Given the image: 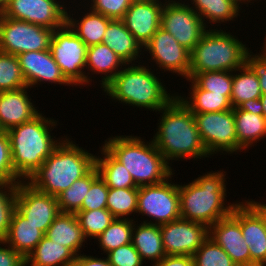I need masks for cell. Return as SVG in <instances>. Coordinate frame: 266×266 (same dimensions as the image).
<instances>
[{"mask_svg": "<svg viewBox=\"0 0 266 266\" xmlns=\"http://www.w3.org/2000/svg\"><path fill=\"white\" fill-rule=\"evenodd\" d=\"M27 87L16 55L0 51V92Z\"/></svg>", "mask_w": 266, "mask_h": 266, "instance_id": "cell-38", "label": "cell"}, {"mask_svg": "<svg viewBox=\"0 0 266 266\" xmlns=\"http://www.w3.org/2000/svg\"><path fill=\"white\" fill-rule=\"evenodd\" d=\"M209 237L238 266H251L249 246L244 242L240 223L231 214L209 227Z\"/></svg>", "mask_w": 266, "mask_h": 266, "instance_id": "cell-20", "label": "cell"}, {"mask_svg": "<svg viewBox=\"0 0 266 266\" xmlns=\"http://www.w3.org/2000/svg\"><path fill=\"white\" fill-rule=\"evenodd\" d=\"M109 187L100 176L91 184L89 191L84 197L79 211H90L107 208V196Z\"/></svg>", "mask_w": 266, "mask_h": 266, "instance_id": "cell-43", "label": "cell"}, {"mask_svg": "<svg viewBox=\"0 0 266 266\" xmlns=\"http://www.w3.org/2000/svg\"><path fill=\"white\" fill-rule=\"evenodd\" d=\"M214 27L207 28L199 43L190 52L189 78L208 71H232L245 64L249 48L236 35Z\"/></svg>", "mask_w": 266, "mask_h": 266, "instance_id": "cell-7", "label": "cell"}, {"mask_svg": "<svg viewBox=\"0 0 266 266\" xmlns=\"http://www.w3.org/2000/svg\"><path fill=\"white\" fill-rule=\"evenodd\" d=\"M101 157L95 156V167L109 188L137 187L128 170L103 145ZM104 155V156H103Z\"/></svg>", "mask_w": 266, "mask_h": 266, "instance_id": "cell-32", "label": "cell"}, {"mask_svg": "<svg viewBox=\"0 0 266 266\" xmlns=\"http://www.w3.org/2000/svg\"><path fill=\"white\" fill-rule=\"evenodd\" d=\"M265 42L263 43L264 45H263V47H261L262 48V50L261 51H259V52H266V37H265V40H264Z\"/></svg>", "mask_w": 266, "mask_h": 266, "instance_id": "cell-55", "label": "cell"}, {"mask_svg": "<svg viewBox=\"0 0 266 266\" xmlns=\"http://www.w3.org/2000/svg\"><path fill=\"white\" fill-rule=\"evenodd\" d=\"M72 266H111L107 257L98 258L94 256H88L84 254H79L76 256L75 261Z\"/></svg>", "mask_w": 266, "mask_h": 266, "instance_id": "cell-49", "label": "cell"}, {"mask_svg": "<svg viewBox=\"0 0 266 266\" xmlns=\"http://www.w3.org/2000/svg\"><path fill=\"white\" fill-rule=\"evenodd\" d=\"M153 266H194L193 256L166 255Z\"/></svg>", "mask_w": 266, "mask_h": 266, "instance_id": "cell-48", "label": "cell"}, {"mask_svg": "<svg viewBox=\"0 0 266 266\" xmlns=\"http://www.w3.org/2000/svg\"><path fill=\"white\" fill-rule=\"evenodd\" d=\"M44 236L41 230L15 210L3 242L26 259Z\"/></svg>", "mask_w": 266, "mask_h": 266, "instance_id": "cell-24", "label": "cell"}, {"mask_svg": "<svg viewBox=\"0 0 266 266\" xmlns=\"http://www.w3.org/2000/svg\"><path fill=\"white\" fill-rule=\"evenodd\" d=\"M237 4H241V5H243V3H245V4H247L248 5V3L250 2V3H252L253 1H255L256 2V0H234ZM252 1V2H251ZM258 1V0H257Z\"/></svg>", "mask_w": 266, "mask_h": 266, "instance_id": "cell-53", "label": "cell"}, {"mask_svg": "<svg viewBox=\"0 0 266 266\" xmlns=\"http://www.w3.org/2000/svg\"><path fill=\"white\" fill-rule=\"evenodd\" d=\"M187 0H165L161 14V28L190 52L199 43L207 30L200 15L193 10Z\"/></svg>", "mask_w": 266, "mask_h": 266, "instance_id": "cell-12", "label": "cell"}, {"mask_svg": "<svg viewBox=\"0 0 266 266\" xmlns=\"http://www.w3.org/2000/svg\"><path fill=\"white\" fill-rule=\"evenodd\" d=\"M64 3L60 0H10L1 13L7 18L55 30L66 24L69 7Z\"/></svg>", "mask_w": 266, "mask_h": 266, "instance_id": "cell-13", "label": "cell"}, {"mask_svg": "<svg viewBox=\"0 0 266 266\" xmlns=\"http://www.w3.org/2000/svg\"><path fill=\"white\" fill-rule=\"evenodd\" d=\"M82 13V17L77 20V18L71 16L70 11L69 14L67 12L66 23L87 47L102 43L106 28L112 19L92 10L90 11V9L87 13Z\"/></svg>", "mask_w": 266, "mask_h": 266, "instance_id": "cell-27", "label": "cell"}, {"mask_svg": "<svg viewBox=\"0 0 266 266\" xmlns=\"http://www.w3.org/2000/svg\"><path fill=\"white\" fill-rule=\"evenodd\" d=\"M10 0H0V12L8 4Z\"/></svg>", "mask_w": 266, "mask_h": 266, "instance_id": "cell-54", "label": "cell"}, {"mask_svg": "<svg viewBox=\"0 0 266 266\" xmlns=\"http://www.w3.org/2000/svg\"><path fill=\"white\" fill-rule=\"evenodd\" d=\"M126 64L123 69L102 88L106 95L115 102L159 111L164 108L176 94H170L161 78L154 74L149 65ZM150 68V69H149ZM152 71V72H151ZM174 95V96H173Z\"/></svg>", "mask_w": 266, "mask_h": 266, "instance_id": "cell-5", "label": "cell"}, {"mask_svg": "<svg viewBox=\"0 0 266 266\" xmlns=\"http://www.w3.org/2000/svg\"><path fill=\"white\" fill-rule=\"evenodd\" d=\"M138 187L134 188H109L107 196V209L115 218L132 219L137 213ZM126 216V217H125Z\"/></svg>", "mask_w": 266, "mask_h": 266, "instance_id": "cell-36", "label": "cell"}, {"mask_svg": "<svg viewBox=\"0 0 266 266\" xmlns=\"http://www.w3.org/2000/svg\"><path fill=\"white\" fill-rule=\"evenodd\" d=\"M1 245H5L2 247ZM0 266H29L26 259L0 240Z\"/></svg>", "mask_w": 266, "mask_h": 266, "instance_id": "cell-47", "label": "cell"}, {"mask_svg": "<svg viewBox=\"0 0 266 266\" xmlns=\"http://www.w3.org/2000/svg\"><path fill=\"white\" fill-rule=\"evenodd\" d=\"M186 80L191 82L190 97L179 96V93L176 96L193 114L221 112L233 109L230 100L225 95L200 89L190 78Z\"/></svg>", "mask_w": 266, "mask_h": 266, "instance_id": "cell-29", "label": "cell"}, {"mask_svg": "<svg viewBox=\"0 0 266 266\" xmlns=\"http://www.w3.org/2000/svg\"><path fill=\"white\" fill-rule=\"evenodd\" d=\"M16 210L44 234L60 214L57 197L34 189L26 181L17 185Z\"/></svg>", "mask_w": 266, "mask_h": 266, "instance_id": "cell-16", "label": "cell"}, {"mask_svg": "<svg viewBox=\"0 0 266 266\" xmlns=\"http://www.w3.org/2000/svg\"><path fill=\"white\" fill-rule=\"evenodd\" d=\"M45 236L52 241L69 248L76 256L80 249L87 242L80 227L79 220L75 213H61L49 226Z\"/></svg>", "mask_w": 266, "mask_h": 266, "instance_id": "cell-23", "label": "cell"}, {"mask_svg": "<svg viewBox=\"0 0 266 266\" xmlns=\"http://www.w3.org/2000/svg\"><path fill=\"white\" fill-rule=\"evenodd\" d=\"M102 43L106 44L126 64L138 63L141 61L140 55H144L143 47L126 28L122 20L112 19L109 22Z\"/></svg>", "mask_w": 266, "mask_h": 266, "instance_id": "cell-22", "label": "cell"}, {"mask_svg": "<svg viewBox=\"0 0 266 266\" xmlns=\"http://www.w3.org/2000/svg\"><path fill=\"white\" fill-rule=\"evenodd\" d=\"M17 58L29 88L37 87L42 82L72 86L63 76L50 50L24 52Z\"/></svg>", "mask_w": 266, "mask_h": 266, "instance_id": "cell-18", "label": "cell"}, {"mask_svg": "<svg viewBox=\"0 0 266 266\" xmlns=\"http://www.w3.org/2000/svg\"><path fill=\"white\" fill-rule=\"evenodd\" d=\"M42 114L6 131L13 168L21 181H27L64 139L51 135V129L56 127L57 121Z\"/></svg>", "mask_w": 266, "mask_h": 266, "instance_id": "cell-2", "label": "cell"}, {"mask_svg": "<svg viewBox=\"0 0 266 266\" xmlns=\"http://www.w3.org/2000/svg\"><path fill=\"white\" fill-rule=\"evenodd\" d=\"M62 142L26 181L34 189L57 197L95 166V156L64 136Z\"/></svg>", "mask_w": 266, "mask_h": 266, "instance_id": "cell-4", "label": "cell"}, {"mask_svg": "<svg viewBox=\"0 0 266 266\" xmlns=\"http://www.w3.org/2000/svg\"><path fill=\"white\" fill-rule=\"evenodd\" d=\"M151 56V61L159 69L189 79L190 51L183 47L169 32L161 27L143 47Z\"/></svg>", "mask_w": 266, "mask_h": 266, "instance_id": "cell-15", "label": "cell"}, {"mask_svg": "<svg viewBox=\"0 0 266 266\" xmlns=\"http://www.w3.org/2000/svg\"><path fill=\"white\" fill-rule=\"evenodd\" d=\"M240 110H244L247 112H251L254 115H263V107H262V102L259 99H251L248 101L243 102L238 106Z\"/></svg>", "mask_w": 266, "mask_h": 266, "instance_id": "cell-50", "label": "cell"}, {"mask_svg": "<svg viewBox=\"0 0 266 266\" xmlns=\"http://www.w3.org/2000/svg\"><path fill=\"white\" fill-rule=\"evenodd\" d=\"M76 216L87 240L96 239L115 219L107 208L78 211Z\"/></svg>", "mask_w": 266, "mask_h": 266, "instance_id": "cell-37", "label": "cell"}, {"mask_svg": "<svg viewBox=\"0 0 266 266\" xmlns=\"http://www.w3.org/2000/svg\"><path fill=\"white\" fill-rule=\"evenodd\" d=\"M145 142L140 136L117 135L109 137L103 144L128 170L137 187L158 184L174 175V169L153 140Z\"/></svg>", "mask_w": 266, "mask_h": 266, "instance_id": "cell-6", "label": "cell"}, {"mask_svg": "<svg viewBox=\"0 0 266 266\" xmlns=\"http://www.w3.org/2000/svg\"><path fill=\"white\" fill-rule=\"evenodd\" d=\"M135 219H119L114 221L101 233L98 240L99 248L108 253L120 246L132 243V231Z\"/></svg>", "mask_w": 266, "mask_h": 266, "instance_id": "cell-35", "label": "cell"}, {"mask_svg": "<svg viewBox=\"0 0 266 266\" xmlns=\"http://www.w3.org/2000/svg\"><path fill=\"white\" fill-rule=\"evenodd\" d=\"M194 266H238L210 237L193 254Z\"/></svg>", "mask_w": 266, "mask_h": 266, "instance_id": "cell-40", "label": "cell"}, {"mask_svg": "<svg viewBox=\"0 0 266 266\" xmlns=\"http://www.w3.org/2000/svg\"><path fill=\"white\" fill-rule=\"evenodd\" d=\"M49 50L63 76L72 86L85 87L88 83L91 85L90 73L85 70L87 45L67 23L53 31Z\"/></svg>", "mask_w": 266, "mask_h": 266, "instance_id": "cell-8", "label": "cell"}, {"mask_svg": "<svg viewBox=\"0 0 266 266\" xmlns=\"http://www.w3.org/2000/svg\"><path fill=\"white\" fill-rule=\"evenodd\" d=\"M193 116L200 138L210 156L219 152L229 155L243 151L237 142L233 109L193 114Z\"/></svg>", "mask_w": 266, "mask_h": 266, "instance_id": "cell-10", "label": "cell"}, {"mask_svg": "<svg viewBox=\"0 0 266 266\" xmlns=\"http://www.w3.org/2000/svg\"><path fill=\"white\" fill-rule=\"evenodd\" d=\"M28 86L0 92V129L7 131L14 126L31 121L40 110L29 97Z\"/></svg>", "mask_w": 266, "mask_h": 266, "instance_id": "cell-21", "label": "cell"}, {"mask_svg": "<svg viewBox=\"0 0 266 266\" xmlns=\"http://www.w3.org/2000/svg\"><path fill=\"white\" fill-rule=\"evenodd\" d=\"M232 72V90L230 102L232 108H237L240 104L251 99H259L263 94L260 88L259 78L244 64Z\"/></svg>", "mask_w": 266, "mask_h": 266, "instance_id": "cell-33", "label": "cell"}, {"mask_svg": "<svg viewBox=\"0 0 266 266\" xmlns=\"http://www.w3.org/2000/svg\"><path fill=\"white\" fill-rule=\"evenodd\" d=\"M99 177L97 168L94 166L85 176L75 180L65 191L57 196L61 213H77L81 209L84 197L91 184Z\"/></svg>", "mask_w": 266, "mask_h": 266, "instance_id": "cell-34", "label": "cell"}, {"mask_svg": "<svg viewBox=\"0 0 266 266\" xmlns=\"http://www.w3.org/2000/svg\"><path fill=\"white\" fill-rule=\"evenodd\" d=\"M260 100L262 102V107H263V116L264 118L266 119V94H263L261 97H260Z\"/></svg>", "mask_w": 266, "mask_h": 266, "instance_id": "cell-52", "label": "cell"}, {"mask_svg": "<svg viewBox=\"0 0 266 266\" xmlns=\"http://www.w3.org/2000/svg\"><path fill=\"white\" fill-rule=\"evenodd\" d=\"M245 64L259 78L262 94H266V52L254 54L251 50L248 51Z\"/></svg>", "mask_w": 266, "mask_h": 266, "instance_id": "cell-46", "label": "cell"}, {"mask_svg": "<svg viewBox=\"0 0 266 266\" xmlns=\"http://www.w3.org/2000/svg\"><path fill=\"white\" fill-rule=\"evenodd\" d=\"M162 2L161 0H133L121 19L142 47L161 27V14L165 0Z\"/></svg>", "mask_w": 266, "mask_h": 266, "instance_id": "cell-17", "label": "cell"}, {"mask_svg": "<svg viewBox=\"0 0 266 266\" xmlns=\"http://www.w3.org/2000/svg\"><path fill=\"white\" fill-rule=\"evenodd\" d=\"M54 30L5 17L0 12V51L12 55L49 50Z\"/></svg>", "mask_w": 266, "mask_h": 266, "instance_id": "cell-11", "label": "cell"}, {"mask_svg": "<svg viewBox=\"0 0 266 266\" xmlns=\"http://www.w3.org/2000/svg\"><path fill=\"white\" fill-rule=\"evenodd\" d=\"M132 231V244L146 264L150 260L152 266L166 256L163 249L160 225L135 223ZM139 225V226H138ZM154 262V263H153Z\"/></svg>", "mask_w": 266, "mask_h": 266, "instance_id": "cell-26", "label": "cell"}, {"mask_svg": "<svg viewBox=\"0 0 266 266\" xmlns=\"http://www.w3.org/2000/svg\"><path fill=\"white\" fill-rule=\"evenodd\" d=\"M190 7L195 10L201 17L204 25L209 28L208 23L211 22L219 26L217 23H227L234 21L240 14L241 5L234 0H190ZM193 5V6H192ZM209 21V22H207ZM207 23V24H206Z\"/></svg>", "mask_w": 266, "mask_h": 266, "instance_id": "cell-31", "label": "cell"}, {"mask_svg": "<svg viewBox=\"0 0 266 266\" xmlns=\"http://www.w3.org/2000/svg\"><path fill=\"white\" fill-rule=\"evenodd\" d=\"M76 255L67 247L44 236L27 256L31 266H72Z\"/></svg>", "mask_w": 266, "mask_h": 266, "instance_id": "cell-28", "label": "cell"}, {"mask_svg": "<svg viewBox=\"0 0 266 266\" xmlns=\"http://www.w3.org/2000/svg\"><path fill=\"white\" fill-rule=\"evenodd\" d=\"M191 80L200 88L223 94L229 100L232 90V71H208L195 74Z\"/></svg>", "mask_w": 266, "mask_h": 266, "instance_id": "cell-39", "label": "cell"}, {"mask_svg": "<svg viewBox=\"0 0 266 266\" xmlns=\"http://www.w3.org/2000/svg\"><path fill=\"white\" fill-rule=\"evenodd\" d=\"M238 145L249 149L254 143L266 138V119L263 115L253 114L238 107L233 108ZM258 141V142H257Z\"/></svg>", "mask_w": 266, "mask_h": 266, "instance_id": "cell-30", "label": "cell"}, {"mask_svg": "<svg viewBox=\"0 0 266 266\" xmlns=\"http://www.w3.org/2000/svg\"><path fill=\"white\" fill-rule=\"evenodd\" d=\"M172 177L158 184L138 187L137 213L153 220L142 223L162 225L181 218L178 184L169 181Z\"/></svg>", "mask_w": 266, "mask_h": 266, "instance_id": "cell-9", "label": "cell"}, {"mask_svg": "<svg viewBox=\"0 0 266 266\" xmlns=\"http://www.w3.org/2000/svg\"><path fill=\"white\" fill-rule=\"evenodd\" d=\"M163 249L166 255L193 256L209 238V227L179 218L160 225Z\"/></svg>", "mask_w": 266, "mask_h": 266, "instance_id": "cell-14", "label": "cell"}, {"mask_svg": "<svg viewBox=\"0 0 266 266\" xmlns=\"http://www.w3.org/2000/svg\"><path fill=\"white\" fill-rule=\"evenodd\" d=\"M133 0H91L90 10L110 19L121 20Z\"/></svg>", "mask_w": 266, "mask_h": 266, "instance_id": "cell-44", "label": "cell"}, {"mask_svg": "<svg viewBox=\"0 0 266 266\" xmlns=\"http://www.w3.org/2000/svg\"><path fill=\"white\" fill-rule=\"evenodd\" d=\"M231 215L240 223L251 266H266V231L261 218L245 202H238Z\"/></svg>", "mask_w": 266, "mask_h": 266, "instance_id": "cell-19", "label": "cell"}, {"mask_svg": "<svg viewBox=\"0 0 266 266\" xmlns=\"http://www.w3.org/2000/svg\"><path fill=\"white\" fill-rule=\"evenodd\" d=\"M126 63L106 44L99 43L87 47L86 69L92 74H101V88L106 86L125 66Z\"/></svg>", "mask_w": 266, "mask_h": 266, "instance_id": "cell-25", "label": "cell"}, {"mask_svg": "<svg viewBox=\"0 0 266 266\" xmlns=\"http://www.w3.org/2000/svg\"><path fill=\"white\" fill-rule=\"evenodd\" d=\"M111 266H143L144 262L132 243L120 246L107 253Z\"/></svg>", "mask_w": 266, "mask_h": 266, "instance_id": "cell-45", "label": "cell"}, {"mask_svg": "<svg viewBox=\"0 0 266 266\" xmlns=\"http://www.w3.org/2000/svg\"><path fill=\"white\" fill-rule=\"evenodd\" d=\"M158 112L162 113L157 124L158 131L151 139L169 164L173 160L187 161L210 156L200 138L193 113L177 96Z\"/></svg>", "mask_w": 266, "mask_h": 266, "instance_id": "cell-1", "label": "cell"}, {"mask_svg": "<svg viewBox=\"0 0 266 266\" xmlns=\"http://www.w3.org/2000/svg\"><path fill=\"white\" fill-rule=\"evenodd\" d=\"M262 220L266 231V204L257 202L253 199L244 201Z\"/></svg>", "mask_w": 266, "mask_h": 266, "instance_id": "cell-51", "label": "cell"}, {"mask_svg": "<svg viewBox=\"0 0 266 266\" xmlns=\"http://www.w3.org/2000/svg\"><path fill=\"white\" fill-rule=\"evenodd\" d=\"M17 185L0 182V240L7 236L11 219L16 210Z\"/></svg>", "mask_w": 266, "mask_h": 266, "instance_id": "cell-41", "label": "cell"}, {"mask_svg": "<svg viewBox=\"0 0 266 266\" xmlns=\"http://www.w3.org/2000/svg\"><path fill=\"white\" fill-rule=\"evenodd\" d=\"M225 173V174H224ZM226 172L210 171L185 184H178L180 215L208 227L229 216L239 201L226 202Z\"/></svg>", "mask_w": 266, "mask_h": 266, "instance_id": "cell-3", "label": "cell"}, {"mask_svg": "<svg viewBox=\"0 0 266 266\" xmlns=\"http://www.w3.org/2000/svg\"><path fill=\"white\" fill-rule=\"evenodd\" d=\"M0 182L11 184L21 182L13 168L10 140L6 131H0Z\"/></svg>", "mask_w": 266, "mask_h": 266, "instance_id": "cell-42", "label": "cell"}]
</instances>
